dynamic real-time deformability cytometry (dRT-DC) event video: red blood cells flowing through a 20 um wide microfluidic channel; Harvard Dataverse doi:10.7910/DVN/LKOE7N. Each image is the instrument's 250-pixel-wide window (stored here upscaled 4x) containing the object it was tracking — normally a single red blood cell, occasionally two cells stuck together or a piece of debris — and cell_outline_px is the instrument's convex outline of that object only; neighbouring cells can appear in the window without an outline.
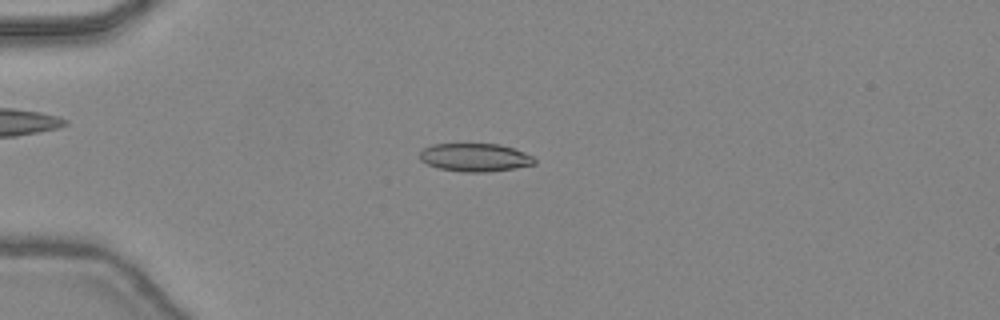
{"species": "common noctule bat (a hibernating species)", "species_latin": "Nyctalus noctula", "temperature_condition": "warm", "stored_images_in_passage": 47, "camera_frame_rate_fps": 3000, "um_per_image_px": 0.085, "animal": {"sex": "female", "body_mass_g": 24.6, "forearm_length_mm": 56.2}, "frame": {"image": 1, "passage_image": 13, "time_ms": 4.0, "image_size_px": [1000, 320], "cell_outline_px": [[536, 164], [516, 168], [488, 172], [464, 172], [440, 168], [428, 164], [420, 160], [420, 152], [424, 148], [432, 144], [500, 144], [524, 152], [532, 156], [536, 160]], "centroid_in_image_um": [40.4, 13.38], "position_along_channel_um": 44.6, "area_um2": 18.79}}
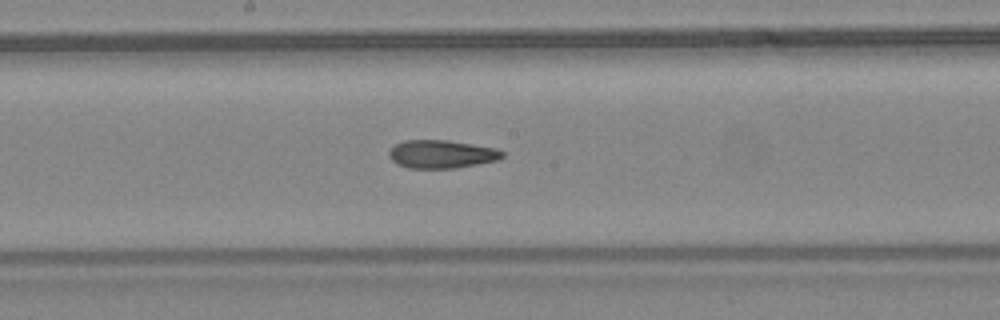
{"frame": {"image": 2, "passage_image": 26, "time_ms": 8.333, "image_size_px": [1000, 320], "cell_outline_px": [[504, 156], [496, 160], [456, 168], [408, 168], [396, 164], [388, 156], [388, 152], [396, 144], [404, 140], [444, 140], [496, 148], [504, 152]], "centroid_in_image_um": [37.49, 13.1], "position_along_channel_um": 210.7, "area_um2": 18.44}}
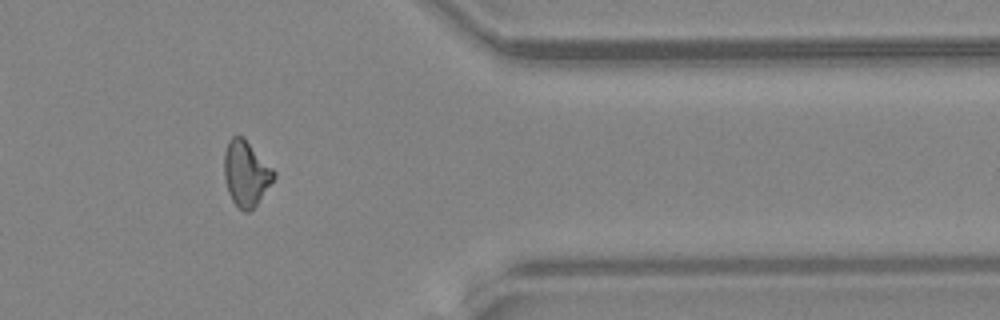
{"frame": {"image": 3, "passage_image": 39, "time_ms": 12.667, "image_size_px": [1000, 320], "cell_outline_px": [[276, 176], [256, 204], [248, 212], [244, 212], [232, 200], [228, 192], [224, 176], [224, 152], [228, 140], [232, 136], [244, 136], [276, 172]], "centroid_in_image_um": [20.9, 14.7], "position_along_channel_um": 390.5, "area_um2": 18.84}, "authors_computed_cell_mechanics": {"area_um2": 18.8428, "velocity_mm_per_s": 4.5052, "shape_relaxation_time_tau1_ms": null, "shape_relaxation_time_tau2_ms": 4.0904, "deformation_change_tau1": null, "deformation_change_tau2": 0.1286}}